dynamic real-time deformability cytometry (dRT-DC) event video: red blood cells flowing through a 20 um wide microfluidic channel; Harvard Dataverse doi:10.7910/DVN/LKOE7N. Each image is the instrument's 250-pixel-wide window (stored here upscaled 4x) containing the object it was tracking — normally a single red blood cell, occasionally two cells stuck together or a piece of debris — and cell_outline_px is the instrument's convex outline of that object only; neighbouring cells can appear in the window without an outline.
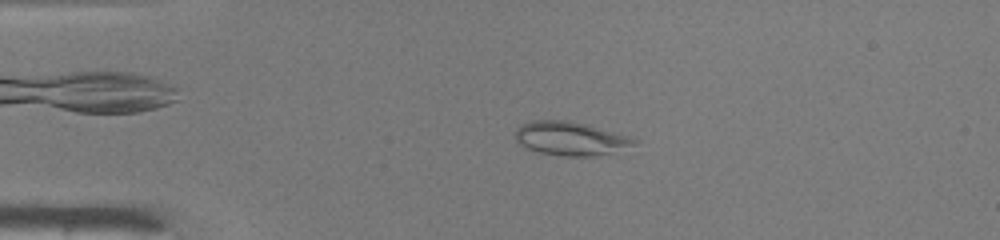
{"species": "common noctule bat (a hibernating species)", "species_latin": "Nyctalus noctula", "temperature_condition": "warm", "stored_images_in_passage": 32, "camera_frame_rate_fps": 3000, "um_per_image_px": 0.085, "animal": {"sex": "male", "body_mass_g": 19.0, "forearm_length_mm": 50.8}, "frame": {"image": 1, "passage_image": 10, "time_ms": 3.0, "image_size_px": [1000, 240], "cell_outline_px": [[640, 140], [632, 144], [596, 156], [564, 156], [540, 152], [528, 148], [520, 144], [516, 140], [516, 132], [524, 124], [532, 120], [568, 120], [588, 124]], "centroid_in_image_um": [48.46, 11.76], "position_along_channel_um": 36.5, "area_um2": 22.66}}
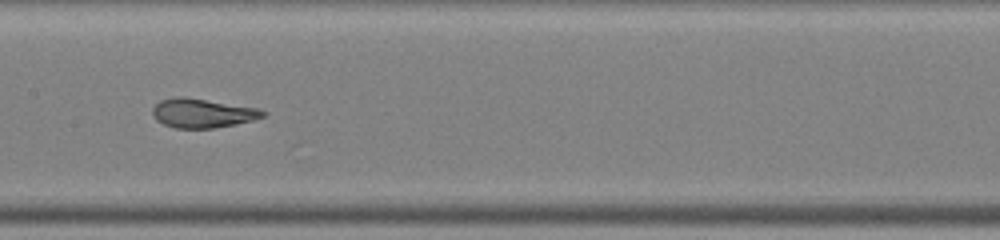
{"frame": {"image": 2, "passage_image": 24, "time_ms": 7.667, "image_size_px": [1000, 240], "cell_outline_px": [[268, 112], [264, 116], [252, 120], [236, 124], [212, 128], [176, 128], [164, 124], [156, 120], [152, 116], [152, 108], [160, 100], [180, 96], [184, 96], [260, 108]], "centroid_in_image_um": [17.21, 9.61], "position_along_channel_um": 190.2, "area_um2": 18.84}}
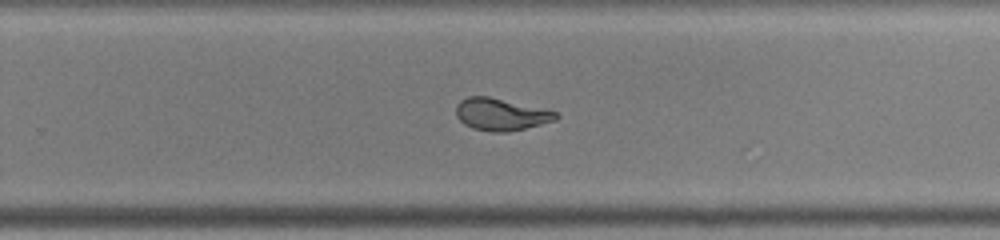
{"frame": {"image": 3, "passage_image": 31, "time_ms": 10.0, "image_size_px": [1000, 240], "cell_outline_px": [[560, 116], [556, 120], [508, 132], [492, 132], [472, 128], [464, 124], [456, 116], [456, 104], [460, 100], [468, 96], [488, 96], [548, 108], [556, 112]], "centroid_in_image_um": [42.6, 9.7], "position_along_channel_um": 287.2, "area_um2": 19.02}}